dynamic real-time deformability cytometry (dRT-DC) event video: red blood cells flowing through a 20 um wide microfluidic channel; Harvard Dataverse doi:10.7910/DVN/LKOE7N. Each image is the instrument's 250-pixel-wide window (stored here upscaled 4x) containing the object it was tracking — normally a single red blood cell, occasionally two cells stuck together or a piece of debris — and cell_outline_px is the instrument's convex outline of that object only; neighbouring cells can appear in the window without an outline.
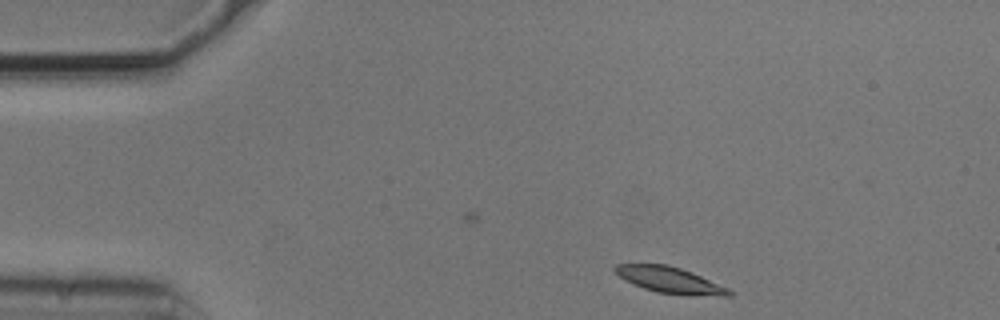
{"species": "common noctule bat (a hibernating species)", "species_latin": "Nyctalus noctula", "temperature_condition": "cold", "stored_images_in_passage": 3, "camera_frame_rate_fps": 3000, "um_per_image_px": 0.085, "animal": {"sex": "male", "body_mass_g": 20.5, "forearm_length_mm": 52.5}, "frame": {"image": 1, "passage_image": 1, "time_ms": 0.0, "image_size_px": [1000, 320], "cell_outline_px": [[736, 292], [732, 296], [688, 296], [656, 292], [644, 288], [624, 280], [612, 268], [616, 264], [668, 264], [692, 272], [728, 288]], "centroid_in_image_um": [56.99, 23.82], "position_along_channel_um": 28.0, "area_um2": 17.57}}